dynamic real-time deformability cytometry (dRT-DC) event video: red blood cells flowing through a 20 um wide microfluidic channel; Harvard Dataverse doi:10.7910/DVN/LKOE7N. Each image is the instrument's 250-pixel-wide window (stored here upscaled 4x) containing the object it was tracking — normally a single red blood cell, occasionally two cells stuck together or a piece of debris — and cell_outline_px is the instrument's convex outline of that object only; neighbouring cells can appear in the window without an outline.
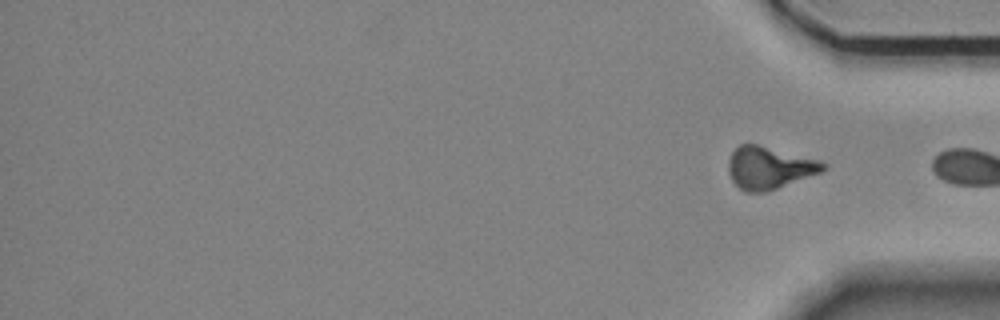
{"species": "Egyptian fruit bat (a non-hibernating species)", "species_latin": "Rousettus aegyptiacus", "temperature_condition": "room temperature", "stored_images_in_passage": 12, "segment_of_instrument_passage": [2, 2], "camera_frame_rate_fps": 3000, "um_per_image_px": 0.085, "animal": {"sex": "female"}, "frame": {"image": 1, "passage_image": 12, "time_ms": 14.333, "image_size_px": [1000, 320], "cell_outline_px": [[828, 168], [820, 172], [776, 188], [764, 192], [748, 192], [740, 188], [732, 180], [728, 172], [728, 160], [732, 152], [740, 144], [756, 144], [820, 160], [828, 164]], "centroid_in_image_um": [65.38, 14.25], "position_along_channel_um": 369.8, "area_um2": 23.06}}